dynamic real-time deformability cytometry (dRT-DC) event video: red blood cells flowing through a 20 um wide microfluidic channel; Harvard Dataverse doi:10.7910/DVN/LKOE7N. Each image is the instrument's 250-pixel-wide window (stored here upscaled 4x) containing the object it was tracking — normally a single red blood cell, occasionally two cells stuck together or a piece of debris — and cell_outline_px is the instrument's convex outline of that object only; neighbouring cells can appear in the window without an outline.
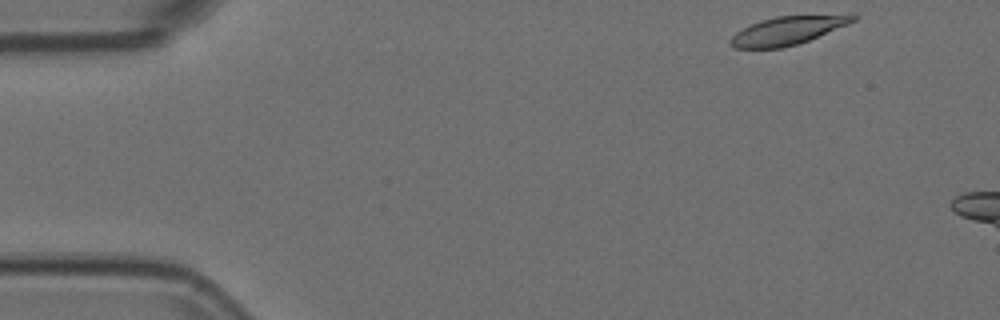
{"species": "Egyptian fruit bat (a non-hibernating species)", "species_latin": "Rousettus aegyptiacus", "temperature_condition": "room temperature", "stored_images_in_passage": 7, "camera_frame_rate_fps": 3000, "um_per_image_px": 0.085, "animal": {"sex": "female"}, "frame": {"image": 1, "passage_image": 1, "time_ms": 0.0, "image_size_px": [1000, 320], "cell_outline_px": [[860, 16], [856, 20], [848, 24], [808, 40], [796, 44], [780, 48], [732, 48], [728, 44], [728, 40], [736, 32], [760, 20], [776, 16], [852, 12]], "centroid_in_image_um": [67.04, 2.54], "position_along_channel_um": 18.0, "area_um2": 20.81}}